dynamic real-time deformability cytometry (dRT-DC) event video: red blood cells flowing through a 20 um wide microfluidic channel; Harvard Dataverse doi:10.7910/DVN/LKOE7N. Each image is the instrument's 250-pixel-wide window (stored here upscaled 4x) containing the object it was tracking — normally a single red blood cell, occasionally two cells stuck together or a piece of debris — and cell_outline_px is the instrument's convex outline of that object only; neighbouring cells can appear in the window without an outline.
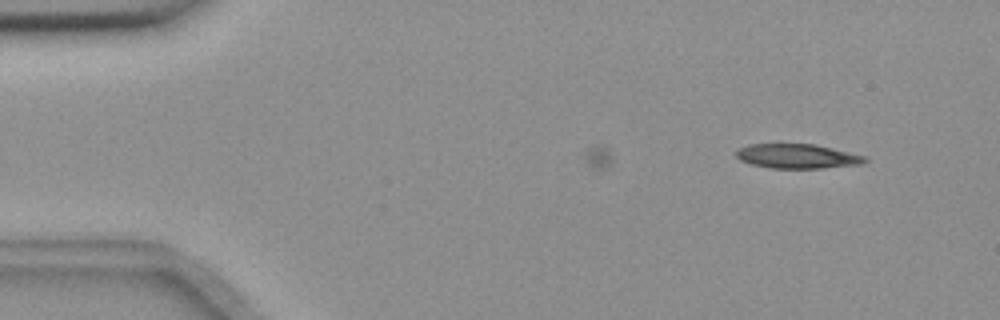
{"species": "common noctule bat (a hibernating species)", "species_latin": "Nyctalus noctula", "temperature_condition": "room temperature", "stored_images_in_passage": 13, "camera_frame_rate_fps": 3000, "um_per_image_px": 0.085, "animal": {"sex": "female", "body_mass_g": 18.4}, "frame": {"image": 1, "passage_image": 13, "time_ms": 4.0, "image_size_px": [1000, 320], "cell_outline_px": [[868, 160], [864, 164], [820, 168], [768, 168], [752, 164], [740, 160], [736, 156], [736, 148], [748, 144], [816, 144], [868, 156]], "centroid_in_image_um": [67.8, 13.27], "position_along_channel_um": 17.2, "area_um2": 18.61}}